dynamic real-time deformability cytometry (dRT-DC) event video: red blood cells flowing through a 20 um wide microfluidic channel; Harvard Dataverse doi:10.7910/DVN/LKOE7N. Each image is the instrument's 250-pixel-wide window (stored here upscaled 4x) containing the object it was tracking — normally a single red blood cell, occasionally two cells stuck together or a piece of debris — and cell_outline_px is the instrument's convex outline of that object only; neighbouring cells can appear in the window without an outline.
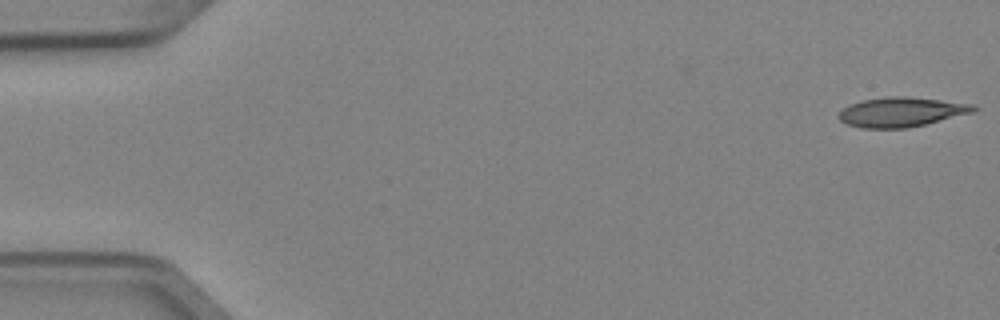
{"species": "Egyptian fruit bat (a non-hibernating species)", "species_latin": "Rousettus aegyptiacus", "temperature_condition": "cold", "stored_images_in_passage": 4, "camera_frame_rate_fps": 3000, "um_per_image_px": 0.085, "animal": {"sex": "female"}, "frame": {"image": 1, "passage_image": 1, "time_ms": 0.0, "image_size_px": [1000, 320], "cell_outline_px": [[976, 108], [972, 112], [908, 128], [860, 128], [848, 124], [840, 120], [836, 116], [848, 104], [864, 100], [888, 96], [908, 96], [972, 104]], "centroid_in_image_um": [76.54, 9.52], "position_along_channel_um": 8.5, "area_um2": 22.95}}
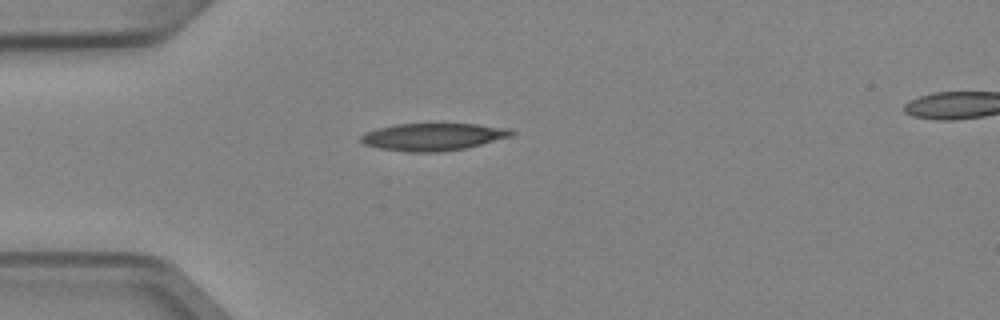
{"frame": {"image": 2, "passage_image": 4, "time_ms": 1.0, "image_size_px": [1000, 320], "cell_outline_px": [[516, 132], [512, 136], [464, 148], [436, 152], [408, 152], [380, 148], [364, 144], [360, 140], [360, 136], [364, 132], [376, 128], [396, 124], [476, 124], [508, 128]], "centroid_in_image_um": [36.77, 11.62], "position_along_channel_um": 48.2, "area_um2": 23.87}}